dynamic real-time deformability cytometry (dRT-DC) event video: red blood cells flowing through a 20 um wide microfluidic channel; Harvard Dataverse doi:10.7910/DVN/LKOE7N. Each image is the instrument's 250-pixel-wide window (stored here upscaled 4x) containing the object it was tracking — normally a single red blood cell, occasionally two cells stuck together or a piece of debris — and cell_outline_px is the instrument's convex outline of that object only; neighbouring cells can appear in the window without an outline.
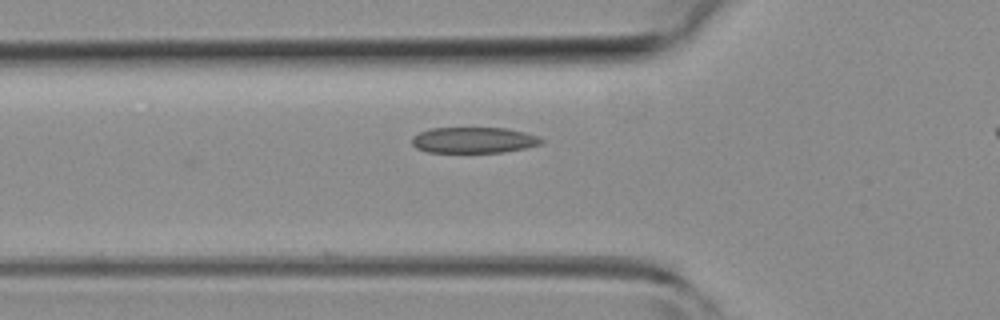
{"species": "common noctule bat (a hibernating species)", "species_latin": "Nyctalus noctula", "temperature_condition": "room temperature", "stored_images_in_passage": 8, "camera_frame_rate_fps": 3000, "um_per_image_px": 0.085, "animal": {"sex": "female", "body_mass_g": 19.3, "forearm_length_mm": 54.1}, "frame": {"image": 1, "passage_image": 4, "time_ms": 1.0, "image_size_px": [1000, 320], "cell_outline_px": [[544, 140], [540, 144], [524, 148], [504, 152], [428, 152], [416, 148], [412, 144], [412, 136], [428, 128], [508, 128], [540, 136]], "centroid_in_image_um": [40.26, 11.9], "position_along_channel_um": 85.5, "area_um2": 19.59}}
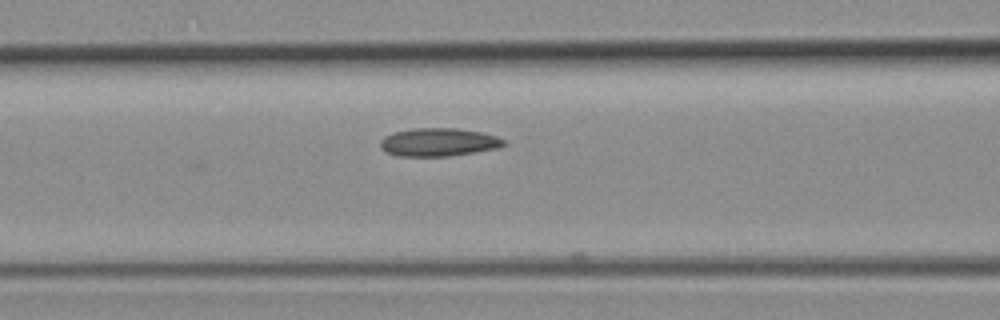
{"frame": {"image": 2, "passage_image": 7, "time_ms": 2.0, "image_size_px": [1000, 320], "cell_outline_px": [[508, 144], [500, 148], [448, 156], [400, 156], [384, 152], [380, 148], [380, 140], [384, 136], [392, 132], [412, 128], [456, 128], [480, 132], [496, 136], [504, 140]], "centroid_in_image_um": [37.25, 12.08], "position_along_channel_um": 129.3, "area_um2": 20.46}}